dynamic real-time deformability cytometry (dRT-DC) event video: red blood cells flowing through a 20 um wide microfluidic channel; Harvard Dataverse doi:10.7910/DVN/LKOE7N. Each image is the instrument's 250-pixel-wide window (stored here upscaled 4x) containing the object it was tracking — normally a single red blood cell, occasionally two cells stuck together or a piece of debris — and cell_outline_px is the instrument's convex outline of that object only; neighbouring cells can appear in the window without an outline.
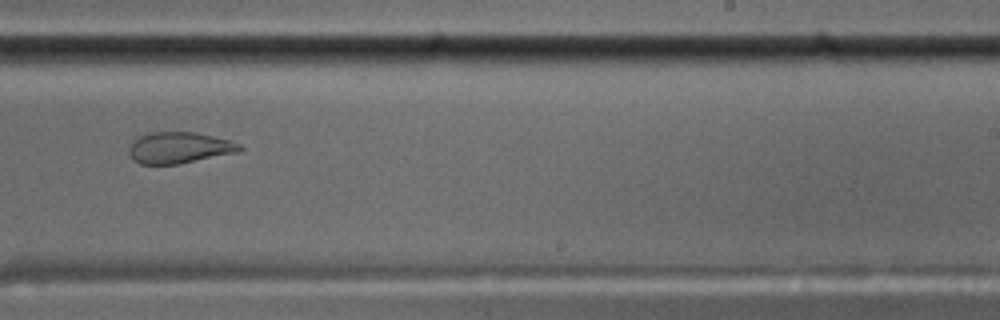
{"species": "common noctule bat (a hibernating species)", "species_latin": "Nyctalus noctula", "temperature_condition": "cold", "stored_images_in_passage": 10, "camera_frame_rate_fps": 3000, "um_per_image_px": 0.085, "animal": {"sex": "male", "body_mass_g": 17.5, "forearm_length_mm": 52.3}, "frame": {"image": 1, "passage_image": 10, "time_ms": 10.333, "image_size_px": [1000, 320], "cell_outline_px": [[244, 148], [236, 152], [180, 164], [140, 164], [132, 160], [128, 152], [128, 148], [132, 136], [148, 132], [196, 132], [228, 140], [240, 144]], "centroid_in_image_um": [15.12, 12.54], "position_along_channel_um": 273.9, "area_um2": 20.52}}